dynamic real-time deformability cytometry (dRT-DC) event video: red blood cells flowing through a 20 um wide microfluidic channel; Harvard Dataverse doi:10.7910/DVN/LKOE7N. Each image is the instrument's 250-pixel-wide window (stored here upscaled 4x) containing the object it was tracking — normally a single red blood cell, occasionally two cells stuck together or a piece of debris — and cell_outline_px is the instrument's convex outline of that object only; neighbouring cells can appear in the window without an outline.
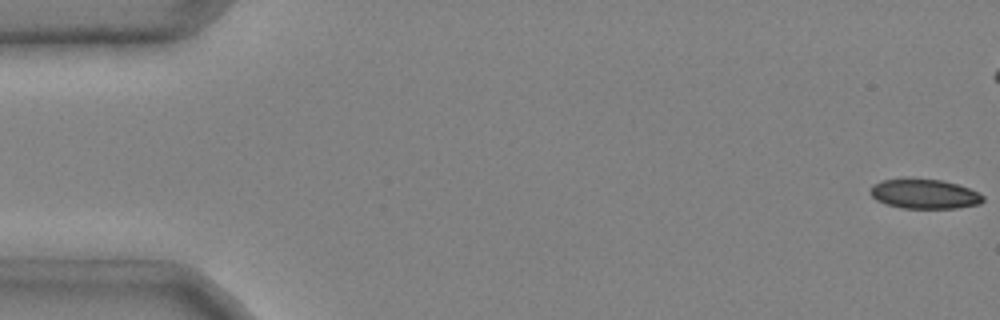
{"species": "common noctule bat (a hibernating species)", "species_latin": "Nyctalus noctula", "temperature_condition": "cold", "stored_images_in_passage": 42, "camera_frame_rate_fps": 3000, "um_per_image_px": 0.085, "animal": {"sex": "male", "body_mass_g": 20.4}, "frame": {"image": 1, "passage_image": 1, "time_ms": 0.0, "image_size_px": [1000, 320], "cell_outline_px": [[984, 200], [980, 204], [956, 208], [900, 208], [876, 200], [868, 192], [872, 184], [880, 180], [940, 180], [956, 184], [968, 188], [984, 196]], "centroid_in_image_um": [78.55, 16.51], "position_along_channel_um": 6.4, "area_um2": 19.07}}
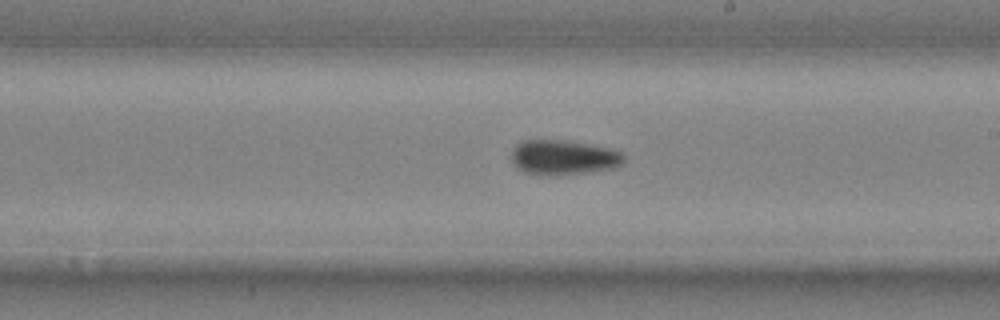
{"frame": {"image": 2, "passage_image": 29, "time_ms": 9.333, "image_size_px": [1000, 320], "cell_outline_px": [[624, 164], [616, 168], [592, 172], [556, 176], [540, 176], [524, 172], [516, 168], [512, 160], [512, 152], [516, 144], [524, 140], [568, 140], [612, 148], [620, 152], [624, 156]], "centroid_in_image_um": [47.92, 13.4], "position_along_channel_um": 241.1, "area_um2": 23.47}}
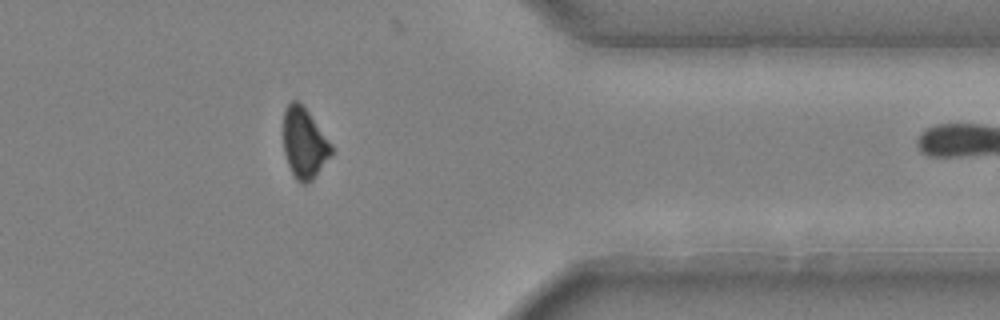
{"frame": {"image": 3, "passage_image": 41, "time_ms": 13.333, "image_size_px": [1000, 320], "cell_outline_px": [[332, 156], [312, 180], [308, 184], [300, 184], [296, 180], [288, 164], [284, 152], [284, 108], [292, 100], [296, 100], [308, 112], [332, 144]], "centroid_in_image_um": [25.87, 12.21], "position_along_channel_um": 385.5, "area_um2": 19.65}}